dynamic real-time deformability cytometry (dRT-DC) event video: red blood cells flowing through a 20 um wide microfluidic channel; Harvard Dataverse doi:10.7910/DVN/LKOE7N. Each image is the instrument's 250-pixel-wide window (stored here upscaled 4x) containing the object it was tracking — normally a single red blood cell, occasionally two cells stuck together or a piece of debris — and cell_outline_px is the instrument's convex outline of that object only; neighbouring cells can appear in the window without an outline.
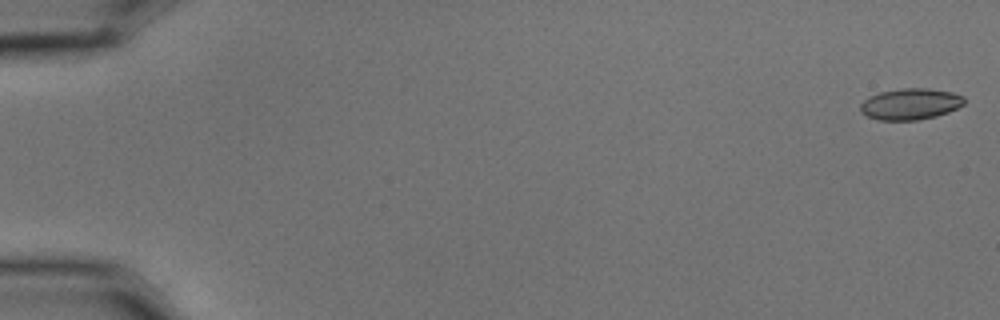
{"species": "common noctule bat (a hibernating species)", "species_latin": "Nyctalus noctula", "temperature_condition": "cold", "stored_images_in_passage": 8, "camera_frame_rate_fps": 3000, "um_per_image_px": 0.085, "animal": {"sex": "male", "body_mass_g": 15.6}, "frame": {"image": 1, "passage_image": 1, "time_ms": 0.0, "image_size_px": [1000, 320], "cell_outline_px": [[964, 104], [948, 112], [936, 116], [916, 120], [880, 120], [868, 116], [860, 112], [860, 104], [868, 96], [880, 92], [904, 88], [928, 88], [952, 92], [964, 96]], "centroid_in_image_um": [77.37, 8.83], "position_along_channel_um": 7.6, "area_um2": 18.9}}
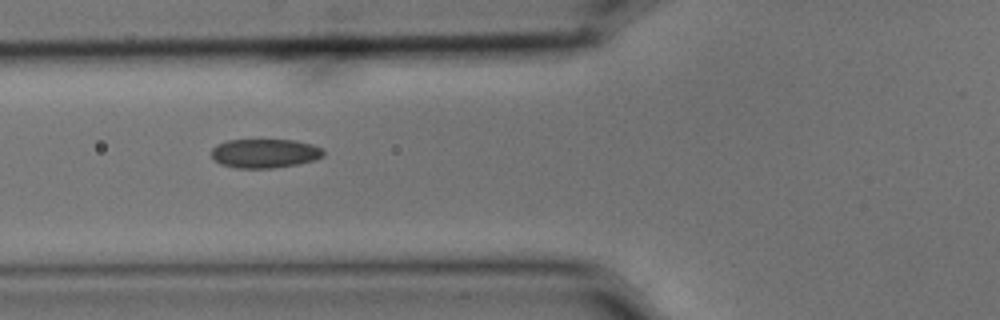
{"frame": {"image": 2, "passage_image": 7, "time_ms": 2.0, "image_size_px": [1000, 320], "cell_outline_px": [[324, 156], [316, 160], [296, 164], [272, 168], [236, 168], [220, 164], [212, 160], [212, 148], [216, 144], [228, 140], [296, 140], [312, 144], [324, 148]], "centroid_in_image_um": [22.51, 13.03], "position_along_channel_um": 103.3, "area_um2": 19.19}}
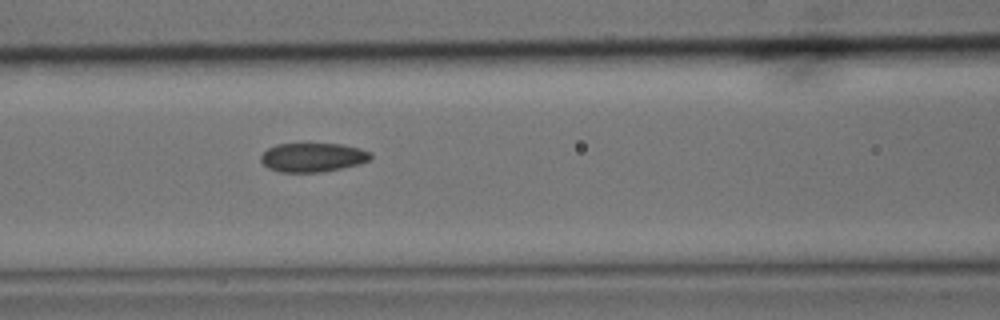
{"frame": {"image": 3, "passage_image": 8, "time_ms": 2.333, "image_size_px": [1000, 320], "cell_outline_px": [[372, 156], [368, 160], [360, 164], [320, 172], [280, 172], [268, 168], [260, 160], [260, 156], [268, 148], [276, 144], [340, 144], [360, 148], [372, 152]], "centroid_in_image_um": [26.58, 13.37], "position_along_channel_um": 140.0, "area_um2": 18.5}}